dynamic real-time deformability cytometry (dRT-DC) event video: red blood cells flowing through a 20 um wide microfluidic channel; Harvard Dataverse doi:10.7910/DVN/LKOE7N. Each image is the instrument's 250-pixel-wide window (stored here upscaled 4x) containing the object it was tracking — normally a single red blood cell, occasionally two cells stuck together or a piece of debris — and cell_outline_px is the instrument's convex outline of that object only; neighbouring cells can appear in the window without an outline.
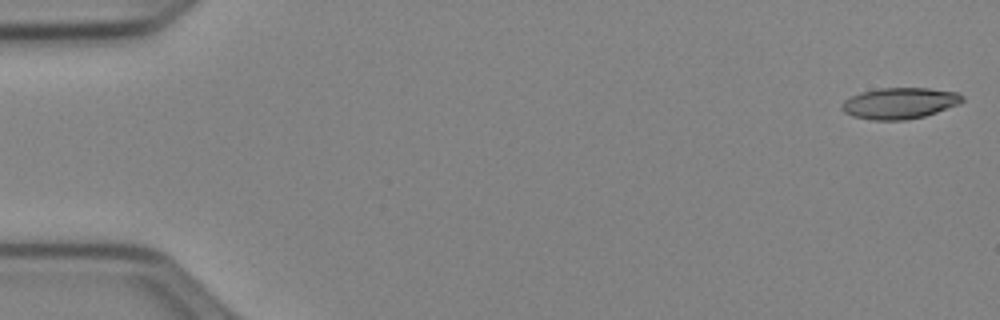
{"species": "Egyptian fruit bat (a non-hibernating species)", "species_latin": "Rousettus aegyptiacus", "temperature_condition": "cold", "stored_images_in_passage": 50, "camera_frame_rate_fps": 3000, "um_per_image_px": 0.085, "animal": {"sex": "female"}, "frame": {"image": 1, "passage_image": 1, "time_ms": 0.0, "image_size_px": [1000, 320], "cell_outline_px": [[964, 100], [960, 104], [924, 116], [904, 120], [872, 120], [852, 116], [844, 112], [840, 108], [840, 104], [844, 100], [852, 96], [864, 92], [880, 88], [928, 88], [956, 92], [964, 96]], "centroid_in_image_um": [76.47, 8.78], "position_along_channel_um": 8.5, "area_um2": 21.85}}
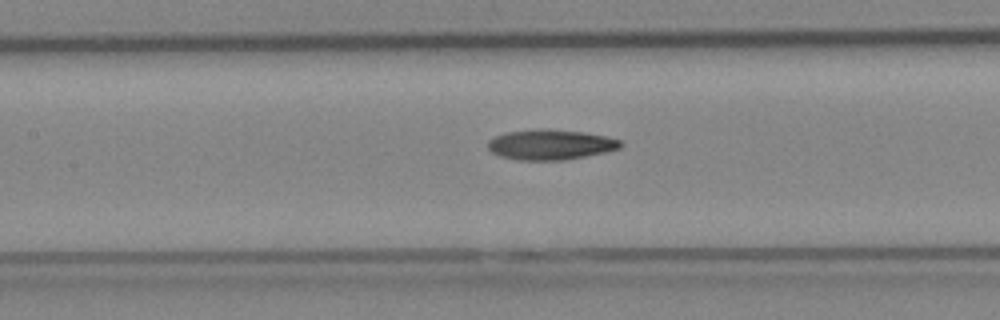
{"frame": {"image": 2, "passage_image": 24, "time_ms": 7.667, "image_size_px": [1000, 320], "cell_outline_px": [[624, 144], [620, 148], [604, 152], [564, 160], [516, 160], [500, 156], [492, 152], [488, 148], [488, 140], [504, 132], [540, 128], [544, 128], [584, 132], [608, 136], [620, 140]], "centroid_in_image_um": [46.78, 12.28], "position_along_channel_um": 160.6, "area_um2": 23.52}}
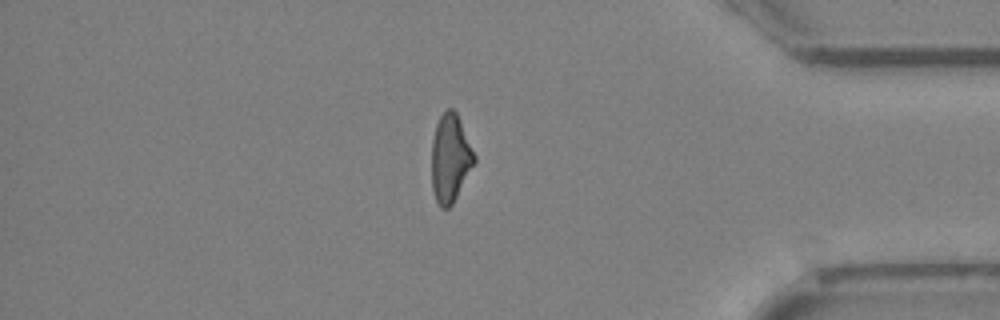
{"frame": {"image": 3, "passage_image": 44, "time_ms": 14.333, "image_size_px": [1000, 320], "cell_outline_px": [[476, 160], [452, 204], [448, 208], [440, 208], [432, 192], [432, 140], [436, 124], [440, 116], [448, 108], [452, 108], [456, 112], [476, 156]], "centroid_in_image_um": [38.26, 13.45], "position_along_channel_um": 396.9, "area_um2": 21.68}, "authors_computed_cell_mechanics": {"area_um2": 22.3397, "velocity_mm_per_s": 3.9693, "shape_relaxation_time_tau1_ms": 9.2835, "shape_relaxation_time_tau2_ms": 5.9186, "deformation_change_tau1": 0.2277, "deformation_change_tau2": 0.1608}}